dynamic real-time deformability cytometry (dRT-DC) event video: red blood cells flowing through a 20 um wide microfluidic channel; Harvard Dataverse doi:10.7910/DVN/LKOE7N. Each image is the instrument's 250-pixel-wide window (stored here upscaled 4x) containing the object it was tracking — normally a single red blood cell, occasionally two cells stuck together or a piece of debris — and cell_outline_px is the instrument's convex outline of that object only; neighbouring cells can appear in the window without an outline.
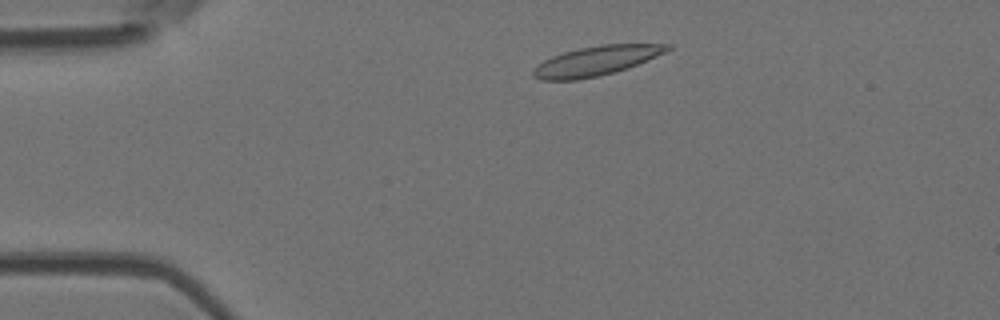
{"species": "Egyptian fruit bat (a non-hibernating species)", "species_latin": "Rousettus aegyptiacus", "temperature_condition": "room temperature", "stored_images_in_passage": 5, "camera_frame_rate_fps": 3000, "um_per_image_px": 0.085, "animal": {"sex": "female"}, "frame": {"image": 1, "passage_image": 2, "time_ms": 1.0, "image_size_px": [1000, 320], "cell_outline_px": [[672, 48], [664, 52], [628, 68], [596, 76], [576, 80], [540, 80], [532, 76], [532, 72], [544, 60], [552, 56], [564, 52], [580, 48], [600, 44], [672, 44]], "centroid_in_image_um": [50.66, 5.17], "position_along_channel_um": 34.3, "area_um2": 22.66}}
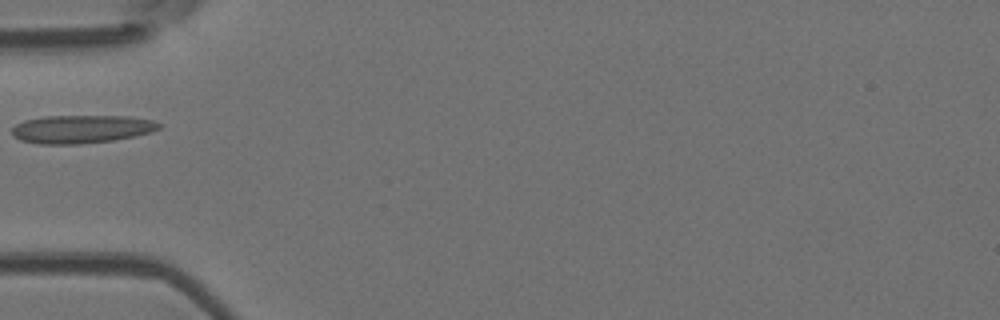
{"frame": {"image": 2, "passage_image": 4, "time_ms": 3.333, "image_size_px": [1000, 320], "cell_outline_px": [[160, 128], [152, 132], [136, 136], [112, 140], [80, 144], [40, 144], [20, 140], [12, 136], [12, 128], [16, 124], [24, 120], [44, 116], [128, 116], [152, 120], [160, 124]], "centroid_in_image_um": [6.9, 10.97], "position_along_channel_um": 78.1, "area_um2": 24.22}}
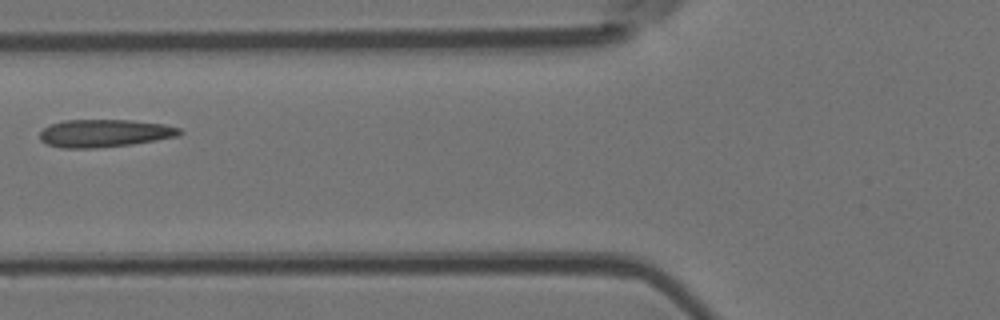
{"frame": {"image": 3, "passage_image": 5, "time_ms": 4.333, "image_size_px": [1000, 320], "cell_outline_px": [[184, 132], [180, 136], [132, 144], [96, 148], [60, 148], [48, 144], [40, 140], [40, 132], [48, 124], [64, 120], [132, 120], [164, 124], [180, 128]], "centroid_in_image_um": [8.89, 11.32], "position_along_channel_um": 116.9, "area_um2": 22.77}}